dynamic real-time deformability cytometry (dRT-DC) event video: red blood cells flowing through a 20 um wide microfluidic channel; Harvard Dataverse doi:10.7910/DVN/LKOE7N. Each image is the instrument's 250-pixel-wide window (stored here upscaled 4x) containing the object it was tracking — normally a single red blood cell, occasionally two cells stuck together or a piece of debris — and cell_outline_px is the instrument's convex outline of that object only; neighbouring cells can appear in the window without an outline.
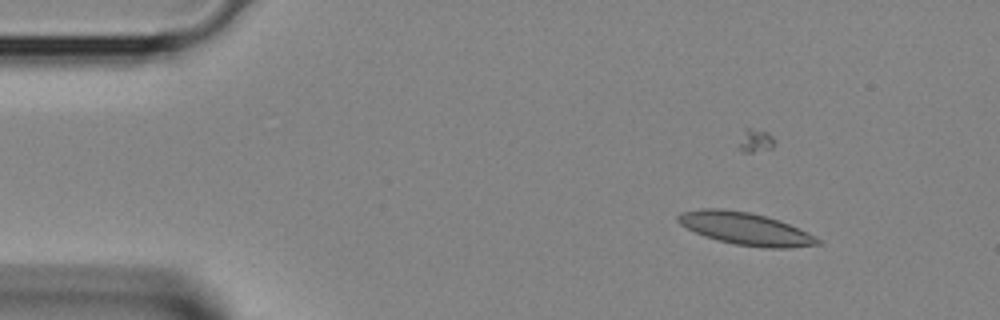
{"species": "Egyptian fruit bat (a non-hibernating species)", "species_latin": "Rousettus aegyptiacus", "temperature_condition": "room temperature", "stored_images_in_passage": 3, "camera_frame_rate_fps": 3000, "um_per_image_px": 0.085, "animal": {"sex": "female"}, "frame": {"image": 1, "passage_image": 1, "time_ms": 0.0, "image_size_px": [1000, 320], "cell_outline_px": [[824, 244], [788, 248], [764, 248], [736, 244], [716, 240], [704, 236], [680, 224], [676, 220], [676, 216], [680, 212], [700, 208], [720, 208], [748, 212], [780, 220], [808, 232], [824, 240]], "centroid_in_image_um": [63.4, 19.44], "position_along_channel_um": 21.6, "area_um2": 26.65}}